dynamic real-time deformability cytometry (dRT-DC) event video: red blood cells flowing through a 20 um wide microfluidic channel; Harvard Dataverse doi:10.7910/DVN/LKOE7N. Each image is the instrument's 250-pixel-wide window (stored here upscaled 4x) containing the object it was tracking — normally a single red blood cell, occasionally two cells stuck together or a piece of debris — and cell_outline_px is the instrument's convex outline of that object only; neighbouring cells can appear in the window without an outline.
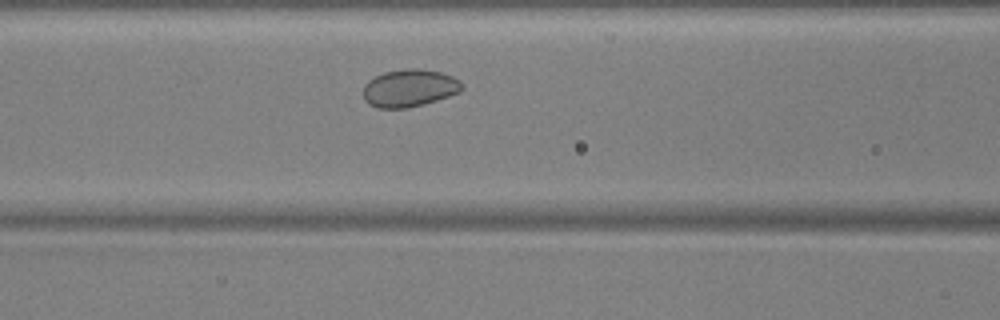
{"species": "common noctule bat (a hibernating species)", "species_latin": "Nyctalus noctula", "temperature_condition": "warm", "stored_images_in_passage": 42, "camera_frame_rate_fps": 3000, "um_per_image_px": 0.085, "animal": {"sex": "male", "body_mass_g": 17.9, "forearm_length_mm": 54.2}, "frame": {"image": 1, "passage_image": 11, "time_ms": 3.333, "image_size_px": [1000, 320], "cell_outline_px": [[464, 88], [460, 92], [424, 104], [408, 108], [376, 108], [368, 104], [364, 100], [364, 84], [368, 80], [384, 72], [408, 68], [416, 68], [440, 72], [452, 76], [460, 80]], "centroid_in_image_um": [34.79, 7.49], "position_along_channel_um": 131.8, "area_um2": 21.68}}
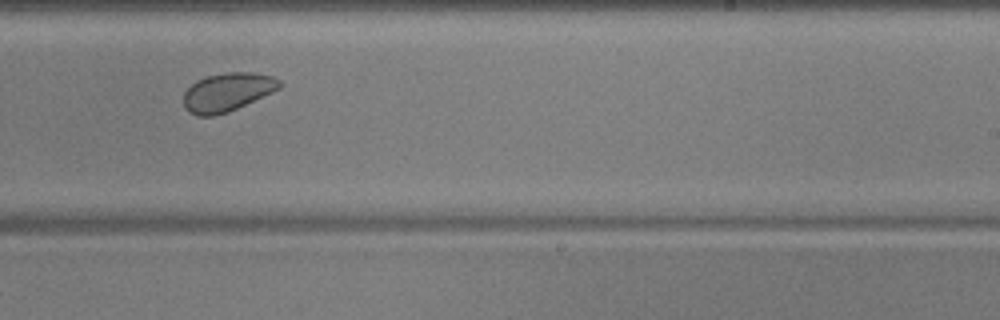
{"frame": {"image": 2, "passage_image": 22, "time_ms": 7.0, "image_size_px": [1000, 320], "cell_outline_px": [[280, 88], [272, 92], [228, 112], [216, 116], [200, 116], [188, 112], [184, 104], [184, 92], [196, 80], [208, 76], [228, 72], [252, 72], [272, 76], [280, 80]], "centroid_in_image_um": [19.31, 7.83], "position_along_channel_um": 269.7, "area_um2": 21.33}}
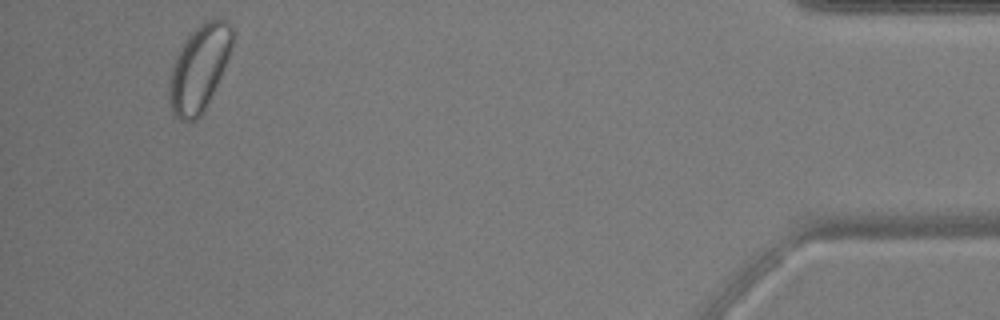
{"frame": {"image": 3, "passage_image": 39, "time_ms": 12.667, "image_size_px": [1000, 320], "cell_outline_px": [[232, 48], [224, 68], [208, 104], [200, 116], [196, 120], [180, 120], [172, 112], [168, 100], [168, 92], [172, 68], [176, 56], [180, 48], [188, 36], [204, 20], [212, 16], [216, 16], [224, 20], [232, 28]], "centroid_in_image_um": [16.93, 5.78], "position_along_channel_um": 418.3, "area_um2": 31.5}}